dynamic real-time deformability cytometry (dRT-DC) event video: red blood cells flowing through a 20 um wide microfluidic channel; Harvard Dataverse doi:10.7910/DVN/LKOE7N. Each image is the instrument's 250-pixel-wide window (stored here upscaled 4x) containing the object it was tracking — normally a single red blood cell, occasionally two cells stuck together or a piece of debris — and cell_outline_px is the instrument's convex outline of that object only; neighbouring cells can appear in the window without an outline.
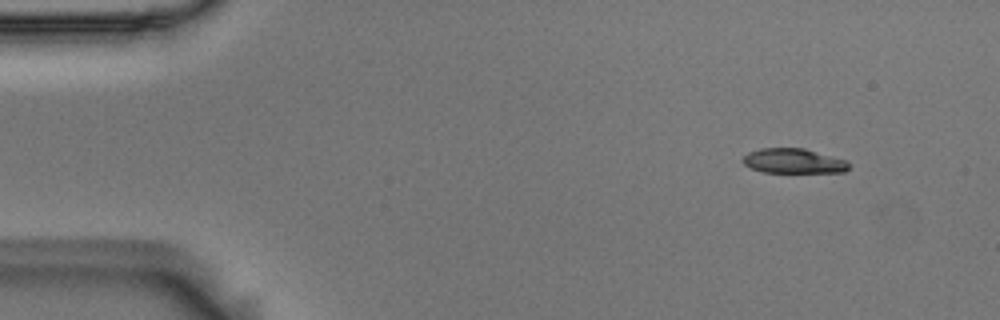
{"species": "Egyptian fruit bat (a non-hibernating species)", "species_latin": "Rousettus aegyptiacus", "temperature_condition": "room temperature", "stored_images_in_passage": 51, "segment_of_instrument_passage": [1, 2], "camera_frame_rate_fps": 3000, "um_per_image_px": 0.085, "animal": {"sex": "male"}, "frame": {"image": 1, "passage_image": 1, "time_ms": 0.0, "image_size_px": [1000, 320], "cell_outline_px": [[848, 168], [844, 172], [764, 172], [752, 168], [744, 164], [740, 160], [748, 152], [760, 148], [804, 148], [844, 160], [848, 164]], "centroid_in_image_um": [67.38, 13.68], "position_along_channel_um": 17.6, "area_um2": 15.09}}
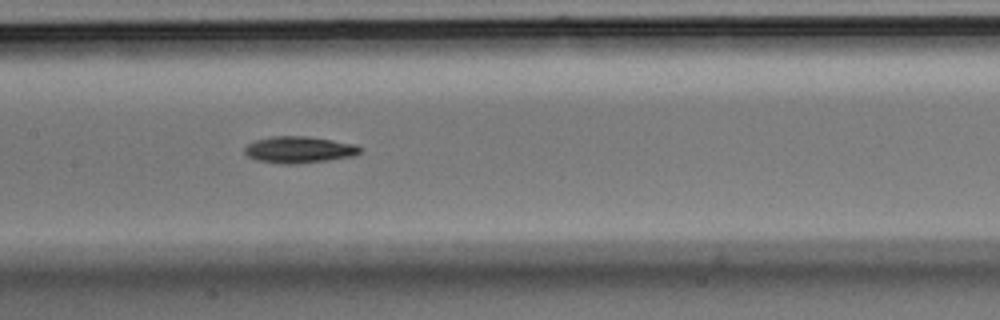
{"frame": {"image": 2, "passage_image": 22, "time_ms": 7.0, "image_size_px": [1000, 320], "cell_outline_px": [[360, 152], [352, 156], [328, 160], [292, 164], [280, 164], [256, 160], [248, 156], [244, 152], [244, 148], [248, 144], [256, 140], [272, 136], [308, 136], [356, 144], [360, 148]], "centroid_in_image_um": [25.39, 12.72], "position_along_channel_um": 182.0, "area_um2": 17.8}}
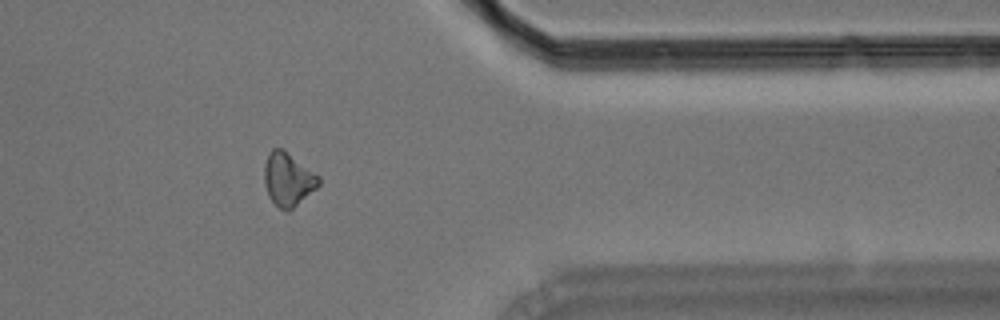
{"frame": {"image": 3, "passage_image": 40, "time_ms": 13.0, "image_size_px": [1000, 320], "cell_outline_px": [[320, 184], [316, 188], [288, 212], [284, 212], [268, 196], [264, 184], [264, 164], [268, 152], [272, 148], [284, 148], [320, 176]], "centroid_in_image_um": [24.47, 15.21], "position_along_channel_um": 386.9, "area_um2": 17.17}}